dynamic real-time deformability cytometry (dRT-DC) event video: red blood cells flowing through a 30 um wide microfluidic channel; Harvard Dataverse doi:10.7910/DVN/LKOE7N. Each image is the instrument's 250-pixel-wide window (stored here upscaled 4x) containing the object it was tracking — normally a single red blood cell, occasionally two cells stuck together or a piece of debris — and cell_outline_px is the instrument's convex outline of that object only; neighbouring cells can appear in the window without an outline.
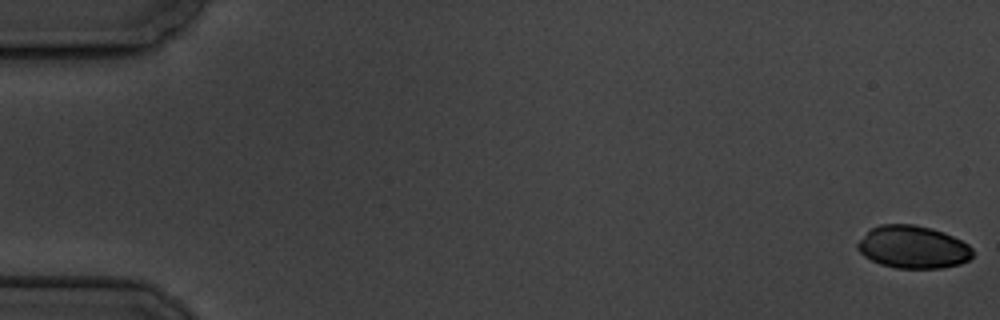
{"species": "common noctule bat (a hibernating species)", "species_latin": "Nyctalus noctula", "temperature_condition": "cold", "stored_images_in_passage": 4, "camera_frame_rate_fps": 3000, "um_per_image_px": 0.085, "animal": {"sex": "male", "body_mass_g": 19.5, "forearm_length_mm": 54.6}, "frame": {"image": 1, "passage_image": 1, "time_ms": 0.0, "image_size_px": [1000, 320], "cell_outline_px": [[972, 256], [968, 260], [960, 264], [940, 268], [896, 268], [880, 264], [864, 256], [856, 248], [856, 244], [872, 228], [880, 224], [916, 224], [932, 228], [944, 232], [968, 244], [972, 248]], "centroid_in_image_um": [77.6, 21.0], "position_along_channel_um": 7.4, "area_um2": 28.55}}